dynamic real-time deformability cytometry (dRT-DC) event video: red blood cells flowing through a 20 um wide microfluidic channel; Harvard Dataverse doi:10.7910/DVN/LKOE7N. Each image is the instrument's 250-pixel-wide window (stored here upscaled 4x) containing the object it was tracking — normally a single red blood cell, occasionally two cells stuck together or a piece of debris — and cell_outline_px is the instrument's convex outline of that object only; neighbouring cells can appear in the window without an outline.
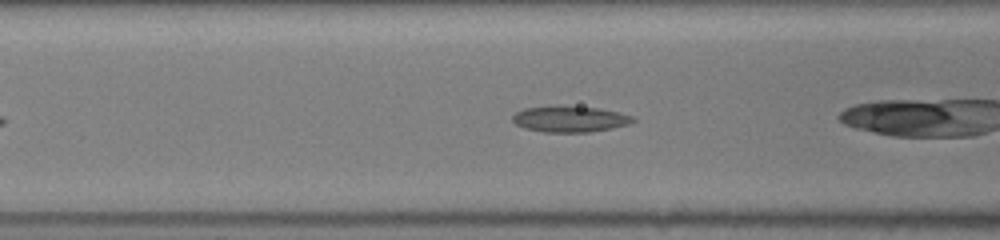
{"species": "common noctule bat (a hibernating species)", "species_latin": "Nyctalus noctula", "temperature_condition": "room temperature", "stored_images_in_passage": 31, "camera_frame_rate_fps": 3000, "um_per_image_px": 0.085, "animal": {"sex": "female", "body_mass_g": 19.5, "forearm_length_mm": 54.1}, "frame": {"image": 1, "passage_image": 10, "time_ms": 3.0, "image_size_px": [1000, 240], "cell_outline_px": [[636, 120], [628, 124], [588, 132], [544, 132], [528, 128], [516, 124], [512, 120], [512, 116], [516, 112], [524, 108], [548, 104], [564, 104], [596, 108], [616, 112], [632, 116]], "centroid_in_image_um": [48.36, 10.07], "position_along_channel_um": 118.2, "area_um2": 18.44}}
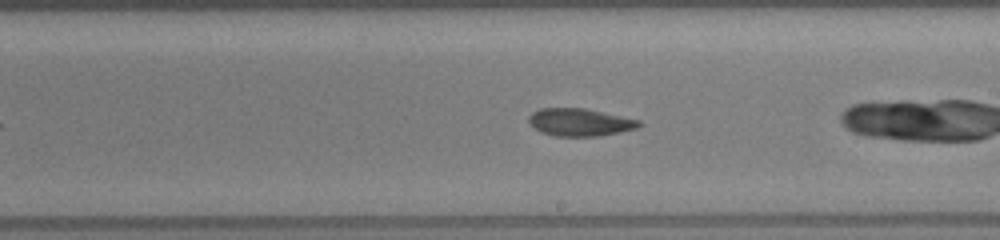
{"frame": {"image": 2, "passage_image": 18, "time_ms": 5.667, "image_size_px": [1000, 240], "cell_outline_px": [[640, 124], [636, 128], [620, 132], [596, 136], [556, 136], [540, 132], [528, 120], [528, 116], [532, 112], [540, 108], [584, 108], [640, 120]], "centroid_in_image_um": [49.26, 10.38], "position_along_channel_um": 239.7, "area_um2": 17.51}}